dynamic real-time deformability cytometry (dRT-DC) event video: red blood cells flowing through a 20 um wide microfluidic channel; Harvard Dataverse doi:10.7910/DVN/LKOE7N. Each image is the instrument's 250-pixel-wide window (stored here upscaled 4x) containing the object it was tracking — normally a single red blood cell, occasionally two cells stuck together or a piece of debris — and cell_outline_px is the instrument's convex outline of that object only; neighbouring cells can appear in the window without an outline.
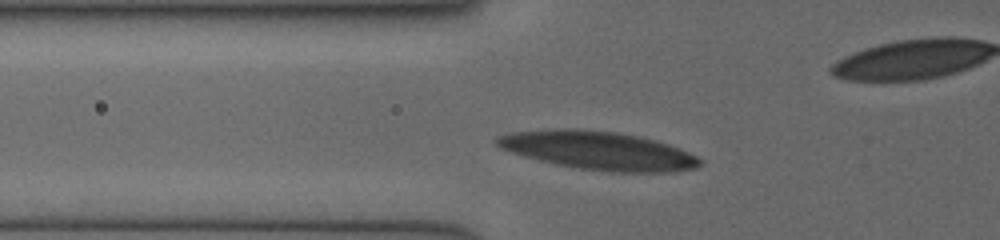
{"species": "human", "species_latin": "Homo sapiens", "temperature_condition": "cold", "stored_images_in_passage": 21, "camera_frame_rate_fps": 3000, "um_per_image_px": 0.085, "donor": {"sex": "female"}, "frame": {"image": 1, "passage_image": 2, "time_ms": 0.667, "image_size_px": [1000, 240], "cell_outline_px": [[700, 164], [696, 168], [676, 172], [608, 172], [580, 168], [556, 164], [524, 156], [500, 148], [492, 140], [496, 136], [512, 132], [564, 128], [576, 128], [616, 132], [640, 136], [656, 140], [680, 148], [696, 156], [700, 160]], "centroid_in_image_um": [50.85, 12.79], "position_along_channel_um": 74.9, "area_um2": 45.43}}
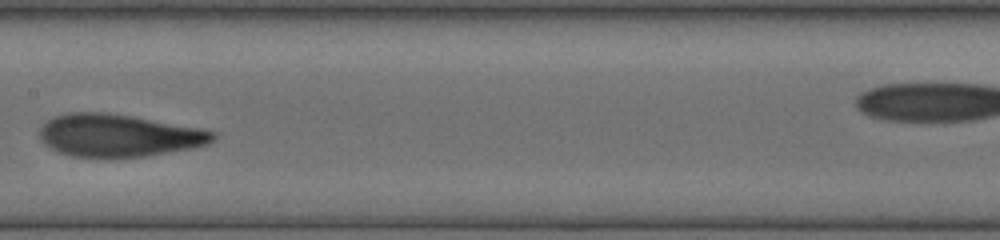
{"frame": {"image": 2, "passage_image": 8, "time_ms": 3.667, "image_size_px": [1000, 240], "cell_outline_px": [[216, 136], [208, 144], [196, 148], [144, 156], [72, 156], [60, 152], [44, 144], [40, 140], [40, 128], [52, 116], [68, 112], [108, 112], [132, 116], [200, 128], [216, 132]], "centroid_in_image_um": [10.09, 11.49], "position_along_channel_um": 197.3, "area_um2": 42.71}}
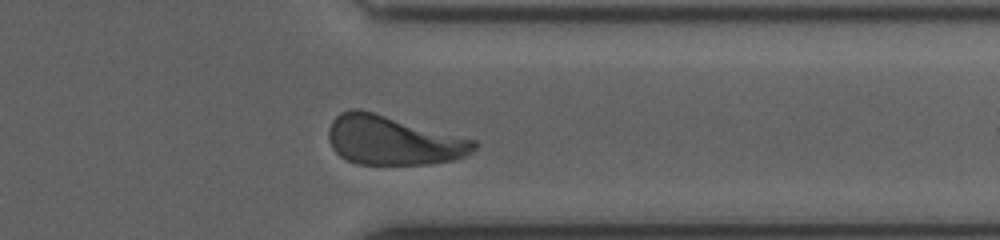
{"frame": {"image": 3, "passage_image": 18, "time_ms": 8.0, "image_size_px": [1000, 240], "cell_outline_px": [[480, 144], [468, 156], [456, 160], [432, 164], [356, 164], [340, 156], [332, 148], [328, 136], [328, 128], [332, 120], [340, 112], [352, 108], [360, 108], [476, 140]], "centroid_in_image_um": [33.43, 11.93], "position_along_channel_um": 378.0, "area_um2": 42.14}}